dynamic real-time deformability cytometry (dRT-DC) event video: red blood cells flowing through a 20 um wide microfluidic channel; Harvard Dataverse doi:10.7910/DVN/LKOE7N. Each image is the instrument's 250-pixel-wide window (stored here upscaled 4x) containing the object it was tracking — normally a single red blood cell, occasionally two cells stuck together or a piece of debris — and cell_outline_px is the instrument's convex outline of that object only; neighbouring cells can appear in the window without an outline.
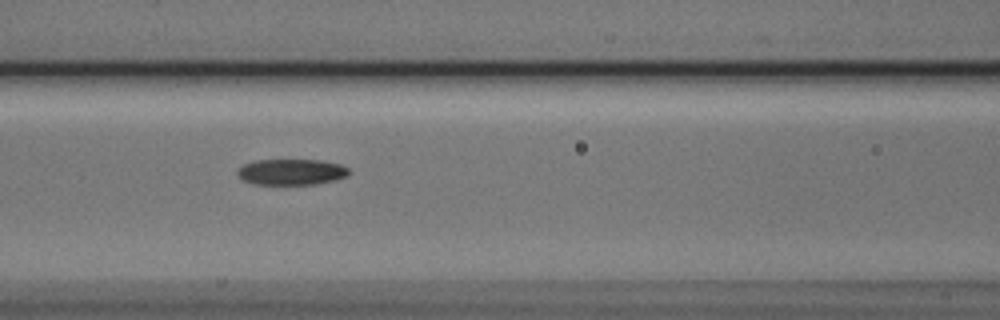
{"species": "Egyptian fruit bat (a non-hibernating species)", "species_latin": "Rousettus aegyptiacus", "temperature_condition": "cold", "stored_images_in_passage": 6, "camera_frame_rate_fps": 3000, "um_per_image_px": 0.085, "animal": {"sex": "male"}, "frame": {"image": 1, "passage_image": 3, "time_ms": 0.667, "image_size_px": [1000, 320], "cell_outline_px": [[348, 176], [336, 180], [316, 184], [252, 184], [236, 176], [236, 172], [244, 164], [256, 160], [320, 160], [340, 164], [348, 168]], "centroid_in_image_um": [24.76, 14.62], "position_along_channel_um": 141.8, "area_um2": 16.88}}
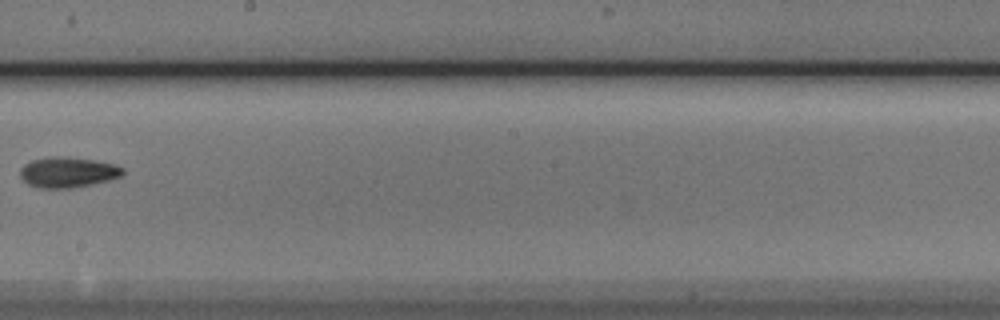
{"frame": {"image": 2, "passage_image": 5, "time_ms": 1.333, "image_size_px": [1000, 320], "cell_outline_px": [[124, 176], [92, 184], [72, 188], [40, 188], [28, 184], [20, 176], [20, 168], [24, 164], [32, 160], [56, 156], [92, 160], [116, 164], [124, 168]], "centroid_in_image_um": [5.78, 14.65], "position_along_channel_um": 242.4, "area_um2": 18.15}}
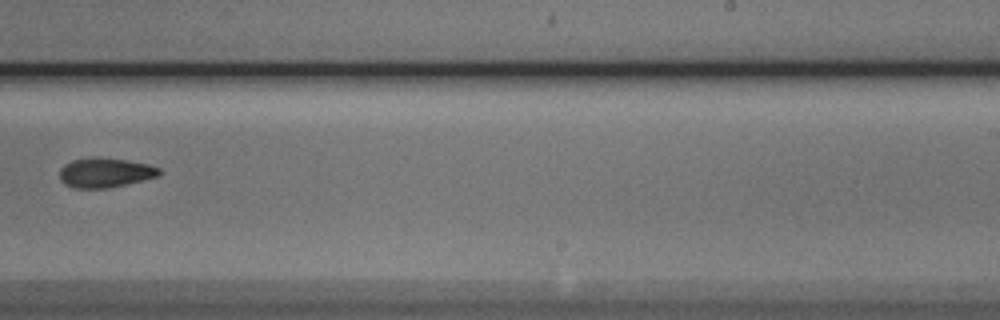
{"frame": {"image": 3, "passage_image": 6, "time_ms": 1.667, "image_size_px": [1000, 320], "cell_outline_px": [[160, 172], [156, 176], [108, 188], [72, 188], [64, 184], [60, 180], [60, 168], [64, 164], [72, 160], [96, 156], [100, 156], [128, 160], [148, 164], [160, 168]], "centroid_in_image_um": [8.87, 14.65], "position_along_channel_um": 280.1, "area_um2": 17.22}}